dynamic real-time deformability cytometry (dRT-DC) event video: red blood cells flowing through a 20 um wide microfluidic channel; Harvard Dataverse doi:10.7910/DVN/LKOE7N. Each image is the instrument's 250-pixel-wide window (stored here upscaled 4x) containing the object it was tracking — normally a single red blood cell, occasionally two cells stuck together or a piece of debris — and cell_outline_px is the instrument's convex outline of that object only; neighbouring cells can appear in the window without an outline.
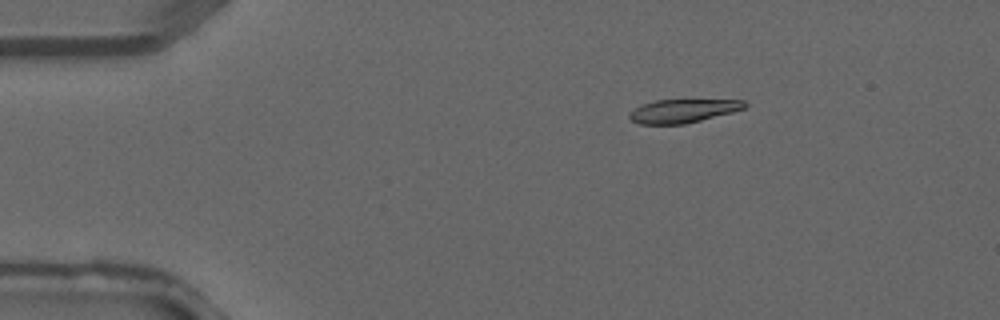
{"species": "common noctule bat (a hibernating species)", "species_latin": "Nyctalus noctula", "temperature_condition": "warm", "stored_images_in_passage": 2, "camera_frame_rate_fps": 3000, "um_per_image_px": 0.085, "animal": {"sex": "male", "forearm_length_mm": 52.5}, "frame": {"image": 1, "passage_image": 1, "time_ms": 0.0, "image_size_px": [1000, 320], "cell_outline_px": [[748, 104], [744, 108], [732, 112], [684, 124], [640, 124], [632, 120], [628, 116], [636, 108], [644, 104], [656, 100], [744, 100]], "centroid_in_image_um": [58.07, 9.42], "position_along_channel_um": 26.9, "area_um2": 15.43}}